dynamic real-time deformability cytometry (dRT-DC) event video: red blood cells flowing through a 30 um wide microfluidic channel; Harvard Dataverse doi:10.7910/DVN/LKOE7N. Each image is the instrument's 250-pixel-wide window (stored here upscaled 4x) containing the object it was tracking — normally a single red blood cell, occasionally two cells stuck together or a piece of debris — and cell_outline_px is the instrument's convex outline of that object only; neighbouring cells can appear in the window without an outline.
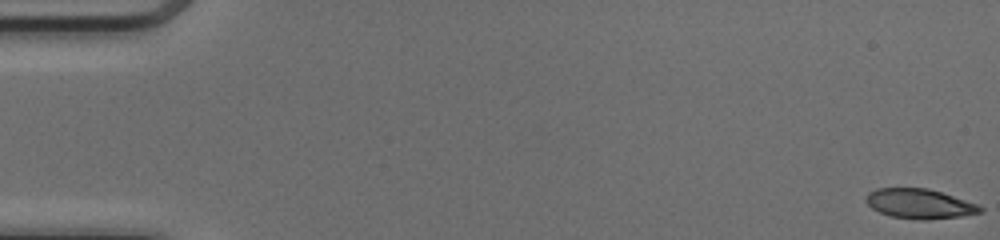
{"species": "common noctule bat (a hibernating species)", "species_latin": "Nyctalus noctula", "temperature_condition": "cold", "stored_images_in_passage": 51, "camera_frame_rate_fps": 3000, "um_per_image_px": 0.085, "animal": {"sex": "female", "body_mass_g": 17.0, "forearm_length_mm": 48.0}, "frame": {"image": 1, "passage_image": 1, "time_ms": 0.0, "image_size_px": [1000, 240], "cell_outline_px": [[984, 212], [960, 216], [928, 220], [920, 220], [892, 216], [880, 212], [872, 208], [864, 200], [864, 196], [868, 192], [876, 188], [928, 188], [980, 204], [984, 208]], "centroid_in_image_um": [78.18, 17.31], "position_along_channel_um": 6.8, "area_um2": 20.0}}
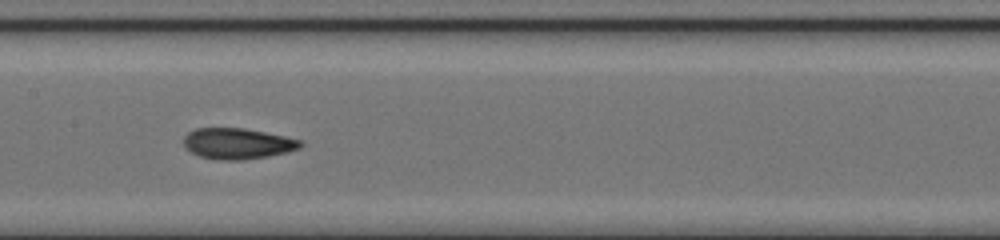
{"frame": {"image": 2, "passage_image": 26, "time_ms": 8.333, "image_size_px": [1000, 240], "cell_outline_px": [[304, 144], [300, 148], [288, 152], [268, 156], [240, 160], [216, 160], [200, 156], [184, 148], [184, 136], [188, 132], [196, 128], [244, 128], [304, 140]], "centroid_in_image_um": [20.21, 12.2], "position_along_channel_um": 187.2, "area_um2": 21.15}}
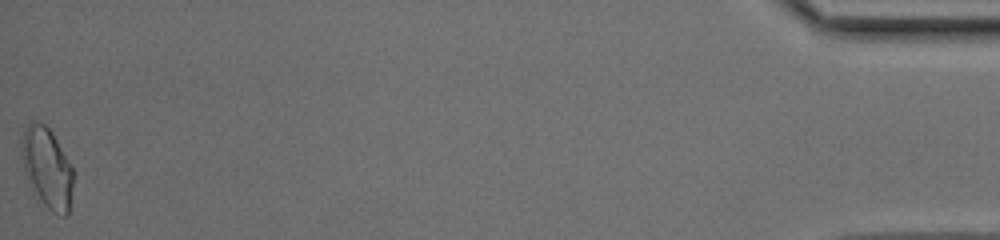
{"frame": {"image": 3, "passage_image": 51, "time_ms": 16.667, "image_size_px": [1000, 240], "cell_outline_px": [[76, 172], [68, 212], [64, 216], [60, 216], [52, 212], [36, 200], [32, 192], [24, 172], [20, 148], [20, 140], [28, 120], [36, 120], [44, 124], [52, 132]], "centroid_in_image_um": [3.99, 14.28], "position_along_channel_um": 431.2, "area_um2": 25.26}, "authors_computed_cell_mechanics": {"area_um2": 20.5768, "velocity_mm_per_s": 4.1331, "shape_relaxation_time_tau1_ms": null, "shape_relaxation_time_tau2_ms": 2.2017, "deformation_change_tau1": null, "deformation_change_tau2": 0.0762}}